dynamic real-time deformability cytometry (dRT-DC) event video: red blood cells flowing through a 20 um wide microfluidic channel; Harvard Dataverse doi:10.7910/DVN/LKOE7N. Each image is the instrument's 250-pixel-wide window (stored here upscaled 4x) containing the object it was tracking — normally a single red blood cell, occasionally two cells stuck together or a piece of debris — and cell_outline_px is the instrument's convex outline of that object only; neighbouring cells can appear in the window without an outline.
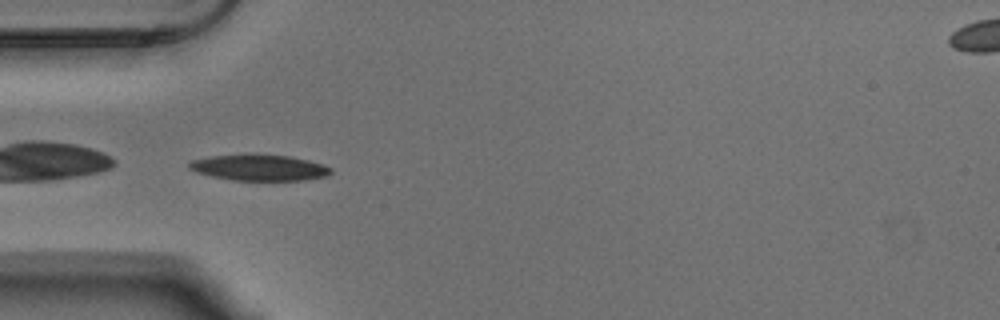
{"species": "Egyptian fruit bat (a non-hibernating species)", "species_latin": "Rousettus aegyptiacus", "temperature_condition": "warm", "stored_images_in_passage": 39, "camera_frame_rate_fps": 3000, "um_per_image_px": 0.085, "animal": {"sex": "male"}, "frame": {"image": 1, "passage_image": 1, "time_ms": 0.0, "image_size_px": [1000, 320], "cell_outline_px": [[332, 172], [328, 176], [304, 180], [232, 180], [212, 176], [196, 172], [188, 168], [188, 164], [192, 160], [212, 156], [288, 156], [308, 160], [324, 164], [332, 168]], "centroid_in_image_um": [22.09, 14.28], "position_along_channel_um": 62.9, "area_um2": 20.87}}
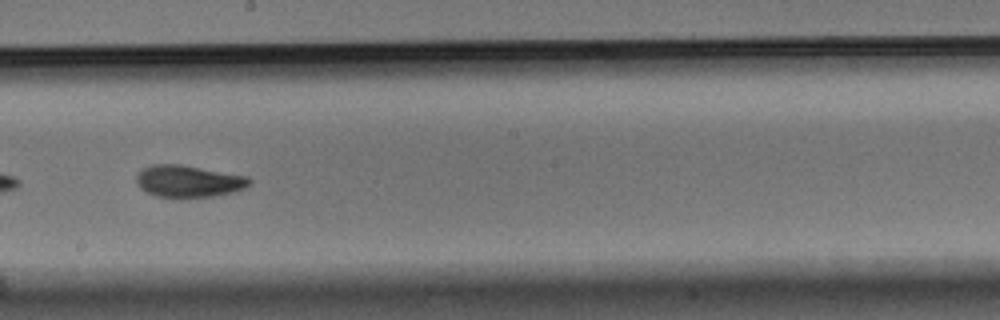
{"frame": {"image": 2, "passage_image": 15, "time_ms": 4.667, "image_size_px": [1000, 320], "cell_outline_px": [[252, 180], [244, 188], [236, 192], [216, 196], [180, 200], [172, 200], [156, 196], [144, 192], [136, 184], [136, 176], [144, 168], [152, 164], [180, 164], [248, 176]], "centroid_in_image_um": [16.0, 15.45], "position_along_channel_um": 232.2, "area_um2": 21.91}}
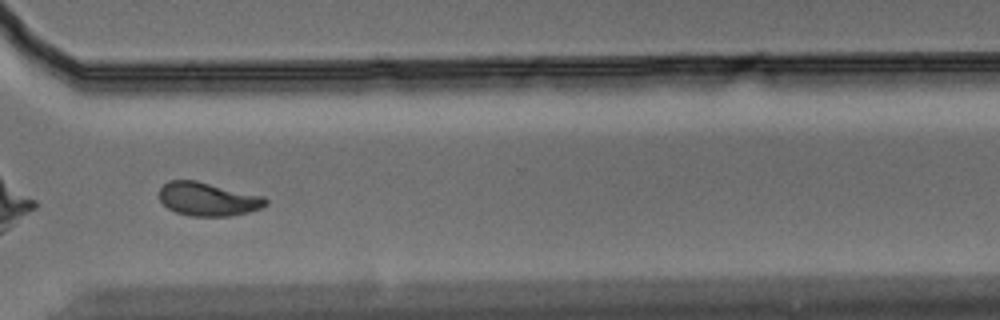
{"frame": {"image": 3, "passage_image": 25, "time_ms": 8.0, "image_size_px": [1000, 320], "cell_outline_px": [[268, 204], [260, 208], [248, 212], [232, 216], [192, 216], [176, 212], [168, 208], [160, 200], [160, 188], [168, 180], [196, 180], [264, 196], [268, 200]], "centroid_in_image_um": [17.69, 16.92], "position_along_channel_um": 352.9, "area_um2": 20.81}, "authors_computed_cell_mechanics": {"area_um2": 20.9236, "velocity_mm_per_s": 3.6269, "shape_relaxation_time_tau1_ms": 2.9372, "shape_relaxation_time_tau2_ms": 3.4796, "deformation_change_tau1": 0.1574, "deformation_change_tau2": 0.0865}}